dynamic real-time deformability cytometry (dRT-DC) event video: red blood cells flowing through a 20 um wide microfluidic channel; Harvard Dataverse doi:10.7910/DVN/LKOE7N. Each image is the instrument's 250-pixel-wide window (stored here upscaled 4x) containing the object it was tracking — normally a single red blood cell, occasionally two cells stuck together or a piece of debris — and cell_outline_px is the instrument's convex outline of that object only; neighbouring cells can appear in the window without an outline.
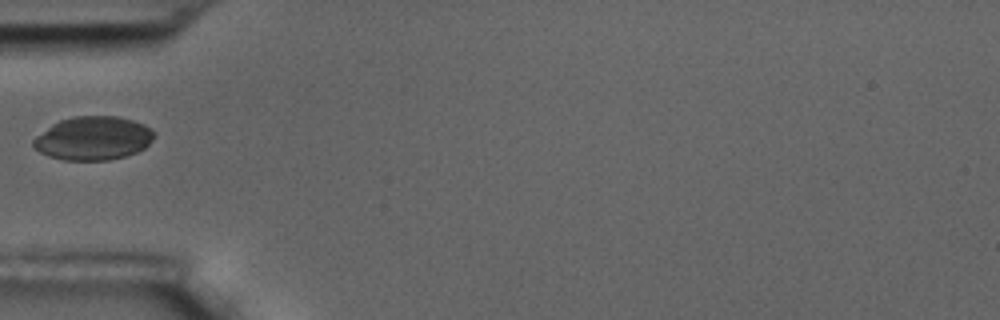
{"species": "common noctule bat (a hibernating species)", "species_latin": "Nyctalus noctula", "temperature_condition": "room temperature", "stored_images_in_passage": 6, "camera_frame_rate_fps": 3000, "um_per_image_px": 0.085, "animal": {"sex": "male", "body_mass_g": 17.5, "forearm_length_mm": 52.3}, "frame": {"image": 1, "passage_image": 1, "time_ms": 0.0, "image_size_px": [1000, 320], "cell_outline_px": [[156, 136], [144, 148], [136, 152], [124, 156], [108, 160], [64, 160], [48, 156], [32, 148], [32, 140], [36, 136], [52, 124], [60, 120], [72, 116], [120, 116], [144, 124], [152, 128], [156, 132]], "centroid_in_image_um": [7.92, 11.74], "position_along_channel_um": 77.1, "area_um2": 30.92}}
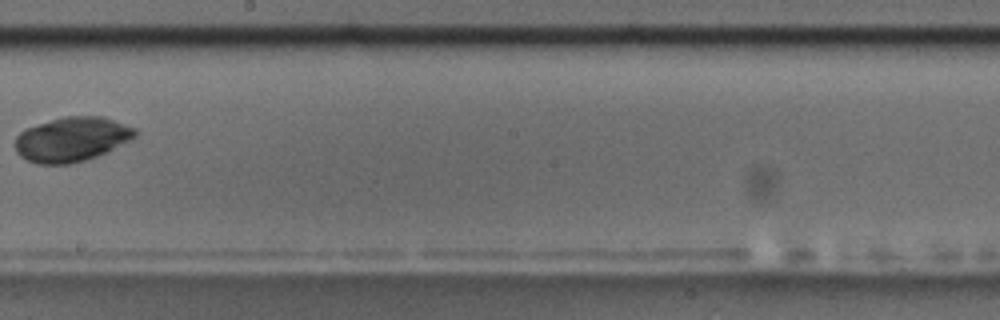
{"frame": {"image": 2, "passage_image": 5, "time_ms": 1.333, "image_size_px": [1000, 320], "cell_outline_px": [[140, 132], [132, 140], [96, 156], [84, 160], [68, 164], [36, 164], [20, 156], [16, 152], [16, 136], [20, 132], [28, 128], [64, 116], [104, 116], [136, 128]], "centroid_in_image_um": [6.15, 11.83], "position_along_channel_um": 242.1, "area_um2": 31.04}}
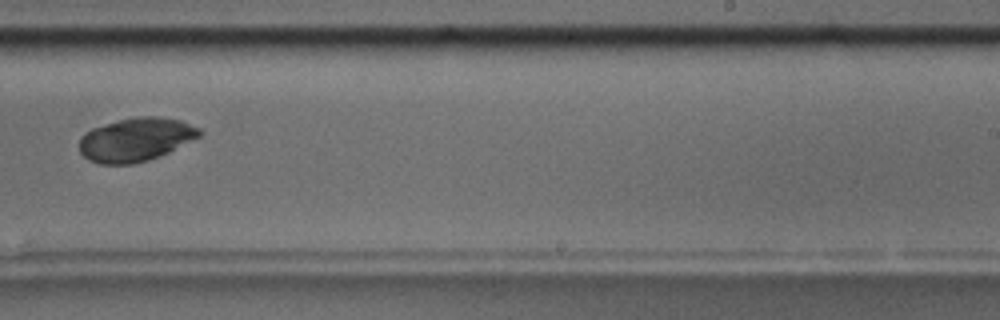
{"frame": {"image": 3, "passage_image": 6, "time_ms": 1.667, "image_size_px": [1000, 320], "cell_outline_px": [[204, 132], [200, 136], [160, 156], [148, 160], [132, 164], [100, 164], [88, 160], [80, 152], [80, 136], [84, 132], [92, 128], [120, 120], [136, 116], [160, 116], [180, 120], [200, 128]], "centroid_in_image_um": [11.54, 11.86], "position_along_channel_um": 277.5, "area_um2": 30.52}}